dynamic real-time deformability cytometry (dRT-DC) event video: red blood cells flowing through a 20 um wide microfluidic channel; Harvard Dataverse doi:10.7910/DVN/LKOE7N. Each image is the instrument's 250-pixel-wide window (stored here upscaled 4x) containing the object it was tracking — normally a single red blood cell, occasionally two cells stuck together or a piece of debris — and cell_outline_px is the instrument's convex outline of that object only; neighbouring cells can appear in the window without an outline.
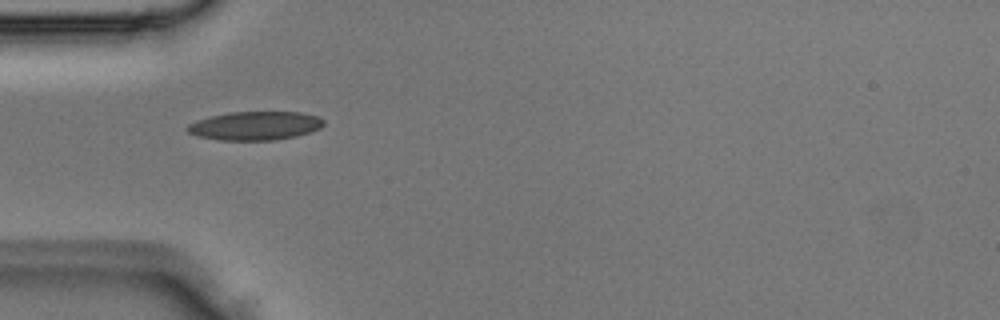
{"species": "Egyptian fruit bat (a non-hibernating species)", "species_latin": "Rousettus aegyptiacus", "temperature_condition": "room temperature", "stored_images_in_passage": 2, "camera_frame_rate_fps": 3000, "um_per_image_px": 0.085, "animal": {"sex": "male"}, "frame": {"image": 1, "passage_image": 1, "time_ms": 0.0, "image_size_px": [1000, 320], "cell_outline_px": [[324, 124], [320, 128], [312, 132], [296, 136], [272, 140], [220, 140], [196, 136], [188, 132], [184, 128], [188, 124], [196, 120], [212, 116], [232, 112], [300, 112], [320, 116], [324, 120]], "centroid_in_image_um": [21.69, 10.69], "position_along_channel_um": 63.3, "area_um2": 22.89}}